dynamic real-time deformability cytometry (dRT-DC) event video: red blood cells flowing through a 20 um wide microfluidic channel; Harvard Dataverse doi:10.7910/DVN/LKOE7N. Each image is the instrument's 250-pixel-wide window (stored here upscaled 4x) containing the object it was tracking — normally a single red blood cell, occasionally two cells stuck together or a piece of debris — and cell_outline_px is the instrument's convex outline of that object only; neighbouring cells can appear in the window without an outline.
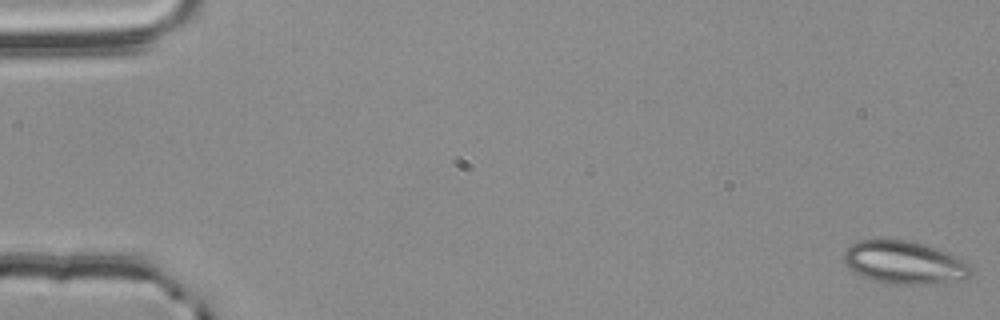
{"species": "common noctule bat (a hibernating species)", "species_latin": "Nyctalus noctula", "temperature_condition": "room temperature", "stored_images_in_passage": 56, "camera_frame_rate_fps": 3000, "um_per_image_px": 0.085, "animal": {"sex": "male", "body_mass_g": 20.4}, "frame": {"image": 1, "passage_image": 1, "time_ms": 0.0, "image_size_px": [1000, 320], "cell_outline_px": [[972, 272], [964, 280], [940, 284], [884, 284], [860, 276], [844, 260], [844, 252], [856, 240], [884, 236], [908, 240], [928, 244], [956, 256], [964, 260], [968, 264]], "centroid_in_image_um": [76.87, 22.28], "position_along_channel_um": 8.1, "area_um2": 32.77}}
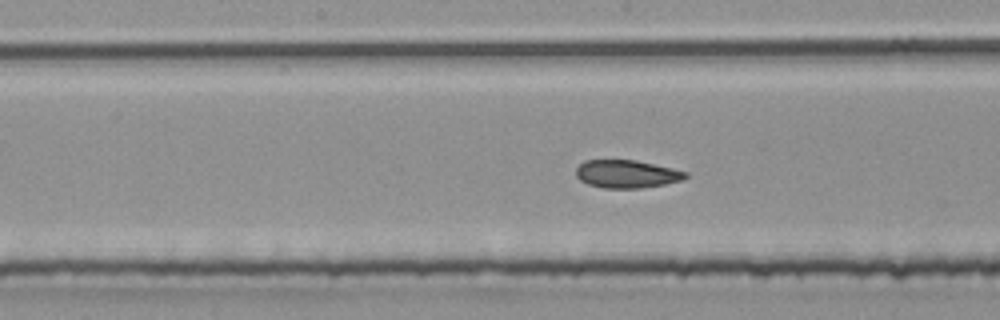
{"frame": {"image": 2, "passage_image": 29, "time_ms": 9.333, "image_size_px": [1000, 320], "cell_outline_px": [[688, 176], [684, 180], [664, 184], [640, 188], [604, 188], [588, 184], [580, 180], [576, 176], [576, 168], [584, 160], [636, 160], [672, 168], [688, 172]], "centroid_in_image_um": [53.28, 14.79], "position_along_channel_um": 194.9, "area_um2": 17.86}}
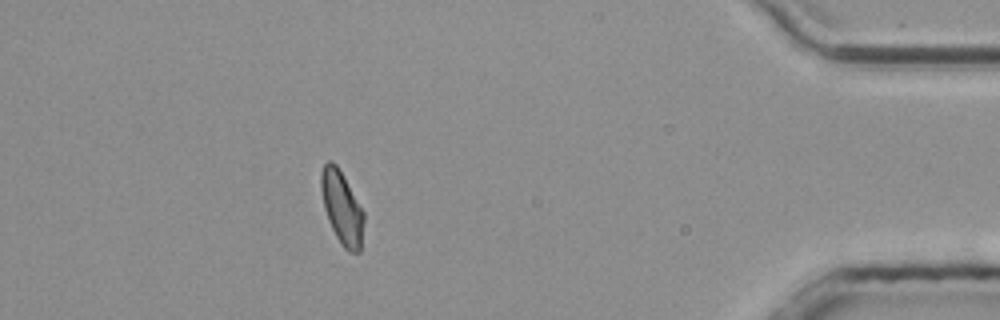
{"frame": {"image": 3, "passage_image": 50, "time_ms": 16.333, "image_size_px": [1000, 320], "cell_outline_px": [[364, 220], [360, 252], [348, 252], [340, 244], [328, 220], [324, 208], [320, 188], [320, 176], [324, 164], [328, 160], [332, 160], [336, 164], [364, 212]], "centroid_in_image_um": [29.04, 17.67], "position_along_channel_um": 406.2, "area_um2": 18.09}, "authors_computed_cell_mechanics": {"area_um2": 18.6983, "velocity_mm_per_s": 3.7677, "shape_relaxation_time_tau1_ms": null, "shape_relaxation_time_tau2_ms": 1.2071, "deformation_change_tau1": null, "deformation_change_tau2": 0.0711}}